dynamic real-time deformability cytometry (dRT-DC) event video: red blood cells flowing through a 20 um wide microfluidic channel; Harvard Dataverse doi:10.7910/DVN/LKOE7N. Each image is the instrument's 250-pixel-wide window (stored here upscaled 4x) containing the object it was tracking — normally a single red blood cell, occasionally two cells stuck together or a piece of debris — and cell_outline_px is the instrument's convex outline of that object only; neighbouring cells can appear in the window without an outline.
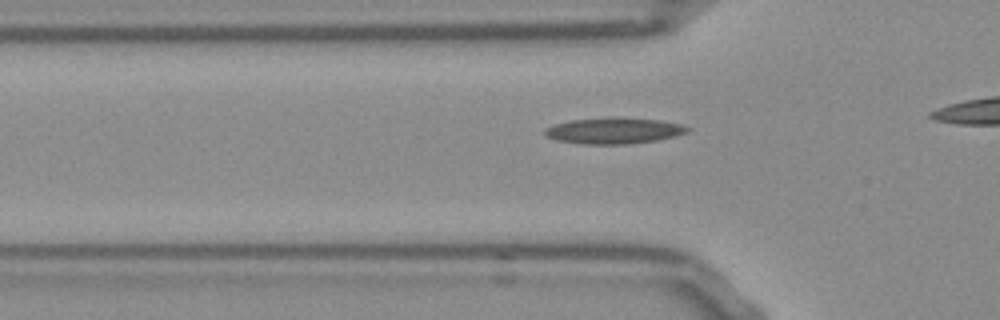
{"species": "Egyptian fruit bat (a non-hibernating species)", "species_latin": "Rousettus aegyptiacus", "temperature_condition": "room temperature", "stored_images_in_passage": 9, "camera_frame_rate_fps": 3000, "um_per_image_px": 0.085, "frame": {"image": 1, "passage_image": 3, "time_ms": 0.667, "image_size_px": [1000, 320], "cell_outline_px": [[692, 128], [688, 132], [676, 136], [656, 140], [628, 144], [580, 144], [556, 140], [544, 136], [544, 128], [556, 124], [572, 120], [608, 116], [620, 116], [660, 120], [684, 124]], "centroid_in_image_um": [52.21, 11.09], "position_along_channel_um": 73.6, "area_um2": 22.25}}
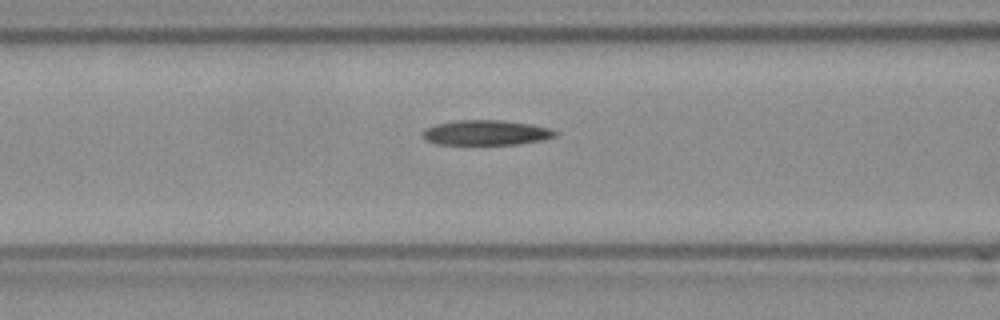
{"frame": {"image": 2, "passage_image": 7, "time_ms": 2.0, "image_size_px": [1000, 320], "cell_outline_px": [[556, 136], [540, 140], [520, 144], [436, 144], [424, 140], [420, 136], [420, 132], [424, 128], [436, 124], [456, 120], [504, 120], [532, 124], [548, 128], [556, 132]], "centroid_in_image_um": [41.22, 11.27], "position_along_channel_um": 125.4, "area_um2": 19.48}}